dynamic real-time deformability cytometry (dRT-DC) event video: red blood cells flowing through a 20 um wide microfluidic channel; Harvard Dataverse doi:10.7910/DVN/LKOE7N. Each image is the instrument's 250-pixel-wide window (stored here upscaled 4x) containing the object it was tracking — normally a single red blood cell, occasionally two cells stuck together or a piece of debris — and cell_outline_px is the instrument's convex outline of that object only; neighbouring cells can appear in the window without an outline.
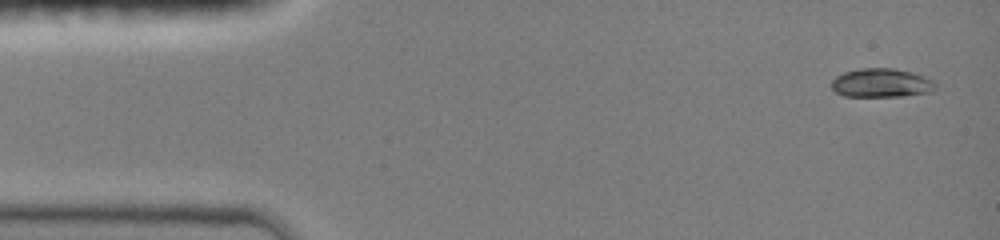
{"species": "common noctule bat (a hibernating species)", "species_latin": "Nyctalus noctula", "temperature_condition": "room temperature", "stored_images_in_passage": 19, "camera_frame_rate_fps": 3000, "um_per_image_px": 0.085, "animal": {"sex": "female", "body_mass_g": 19.0, "forearm_length_mm": 51.5}, "frame": {"image": 1, "passage_image": 1, "time_ms": 0.0, "image_size_px": [1000, 240], "cell_outline_px": [[936, 88], [932, 92], [904, 96], [844, 96], [836, 92], [832, 88], [832, 80], [836, 76], [844, 72], [860, 68], [896, 68], [912, 72], [924, 76], [932, 80], [936, 84]], "centroid_in_image_um": [74.94, 7.04], "position_along_channel_um": 10.1, "area_um2": 17.57}}
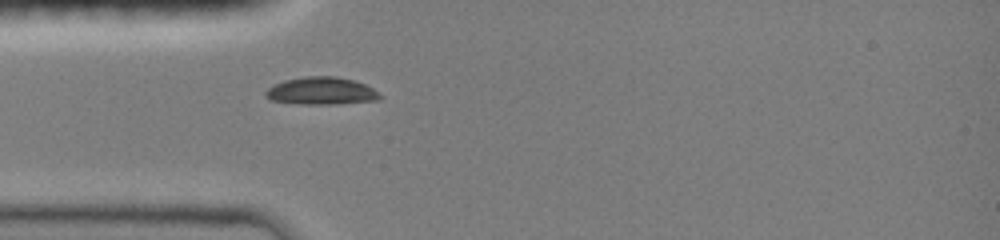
{"frame": {"image": 2, "passage_image": 13, "time_ms": 3.667, "image_size_px": [1000, 240], "cell_outline_px": [[380, 100], [332, 104], [300, 104], [272, 100], [264, 92], [272, 84], [284, 80], [304, 76], [336, 76], [352, 80], [364, 84], [372, 88], [380, 96]], "centroid_in_image_um": [27.28, 7.72], "position_along_channel_um": 57.7, "area_um2": 18.15}}
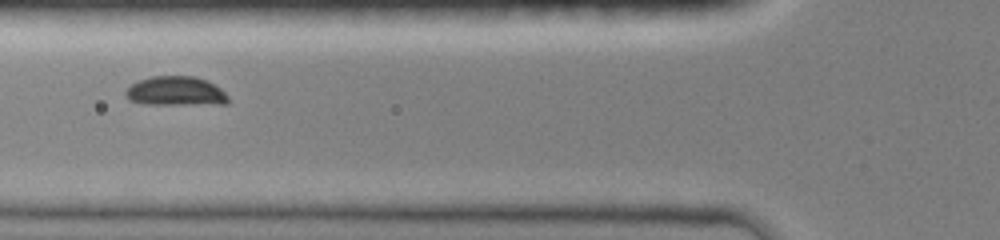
{"frame": {"image": 3, "passage_image": 17, "time_ms": 5.0, "image_size_px": [1000, 240], "cell_outline_px": [[228, 104], [144, 104], [128, 100], [124, 96], [124, 92], [132, 84], [140, 80], [152, 76], [196, 76], [220, 88], [228, 96]], "centroid_in_image_um": [14.91, 7.76], "position_along_channel_um": 110.9, "area_um2": 17.46}}